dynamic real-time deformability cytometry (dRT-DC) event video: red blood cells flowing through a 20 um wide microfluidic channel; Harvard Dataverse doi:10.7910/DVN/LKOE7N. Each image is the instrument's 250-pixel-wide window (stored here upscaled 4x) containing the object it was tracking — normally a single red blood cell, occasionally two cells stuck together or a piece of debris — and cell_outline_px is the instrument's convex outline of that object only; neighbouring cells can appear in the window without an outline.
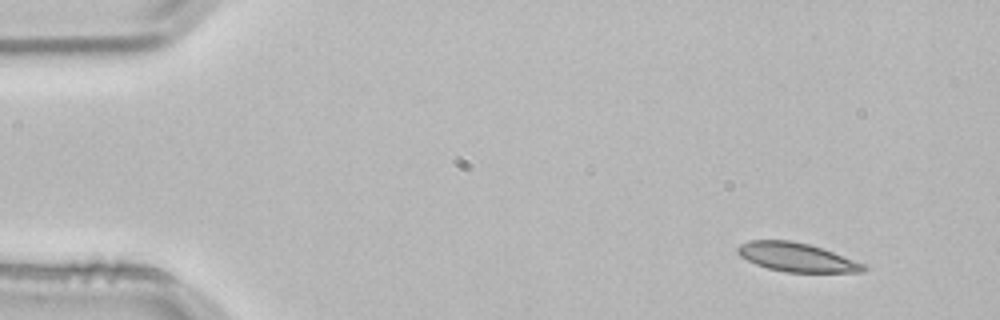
{"species": "common noctule bat (a hibernating species)", "species_latin": "Nyctalus noctula", "temperature_condition": "room temperature", "stored_images_in_passage": 4, "camera_frame_rate_fps": 3000, "um_per_image_px": 0.085, "animal": {"sex": "male", "body_mass_g": 21.5, "forearm_length_mm": 52.0}, "frame": {"image": 1, "passage_image": 4, "time_ms": 1.0, "image_size_px": [1000, 320], "cell_outline_px": [[868, 268], [864, 272], [784, 272], [768, 268], [756, 264], [740, 256], [736, 252], [736, 248], [740, 244], [748, 240], [792, 240], [808, 244], [832, 252], [864, 264]], "centroid_in_image_um": [67.67, 21.86], "position_along_channel_um": 17.3, "area_um2": 20.98}}